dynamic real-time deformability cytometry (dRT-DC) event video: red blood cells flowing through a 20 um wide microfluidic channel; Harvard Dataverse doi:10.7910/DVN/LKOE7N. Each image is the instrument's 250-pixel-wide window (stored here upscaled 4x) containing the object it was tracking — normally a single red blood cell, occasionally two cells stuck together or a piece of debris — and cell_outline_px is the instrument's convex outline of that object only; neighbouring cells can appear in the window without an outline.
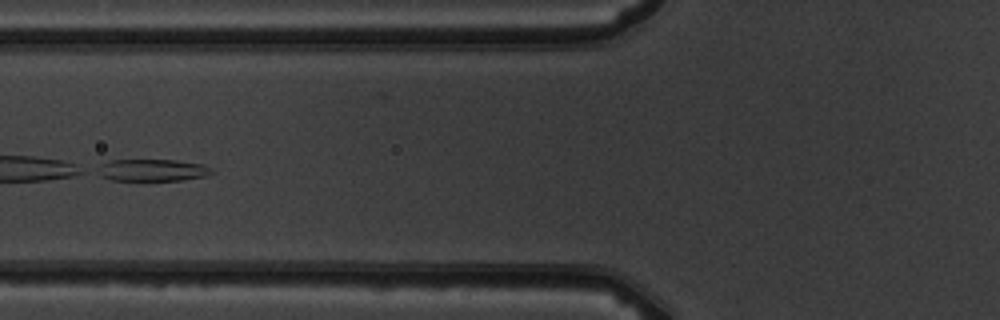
{"species": "common noctule bat (a hibernating species)", "species_latin": "Nyctalus noctula", "temperature_condition": "warm", "stored_images_in_passage": 8, "camera_frame_rate_fps": 3000, "um_per_image_px": 0.085, "animal": {"sex": "male", "body_mass_g": 19.5, "forearm_length_mm": 54.6}, "frame": {"image": 1, "passage_image": 7, "time_ms": 7.0, "image_size_px": [1000, 320], "cell_outline_px": [[216, 172], [208, 176], [180, 180], [112, 180], [100, 176], [92, 172], [100, 164], [108, 160], [176, 160], [204, 164]], "centroid_in_image_um": [12.91, 14.46], "position_along_channel_um": 112.9, "area_um2": 14.97}}